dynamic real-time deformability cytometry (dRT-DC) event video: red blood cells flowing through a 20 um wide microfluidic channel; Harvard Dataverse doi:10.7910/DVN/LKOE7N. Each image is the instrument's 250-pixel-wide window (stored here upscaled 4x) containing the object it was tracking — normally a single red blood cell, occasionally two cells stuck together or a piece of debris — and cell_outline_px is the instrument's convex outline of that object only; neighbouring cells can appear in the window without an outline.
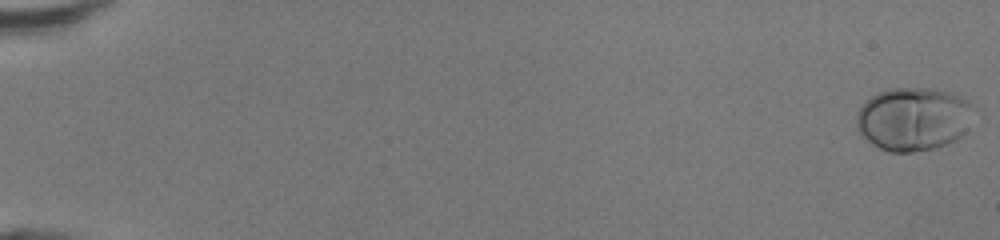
{"species": "human", "species_latin": "Homo sapiens", "temperature_condition": "room temperature", "stored_images_in_passage": 49, "camera_frame_rate_fps": 3000, "um_per_image_px": 0.085, "donor": {"sex": "female"}, "frame": {"image": 1, "passage_image": 1, "time_ms": 0.0, "image_size_px": [1000, 240], "cell_outline_px": [[968, 104], [964, 132], [956, 140], [948, 144], [936, 148], [912, 152], [888, 152], [880, 148], [860, 136], [856, 128], [856, 116], [860, 108], [872, 96], [888, 88], [936, 88], [960, 96], [968, 100]], "centroid_in_image_um": [77.54, 10.12], "position_along_channel_um": 7.5, "area_um2": 42.66}}
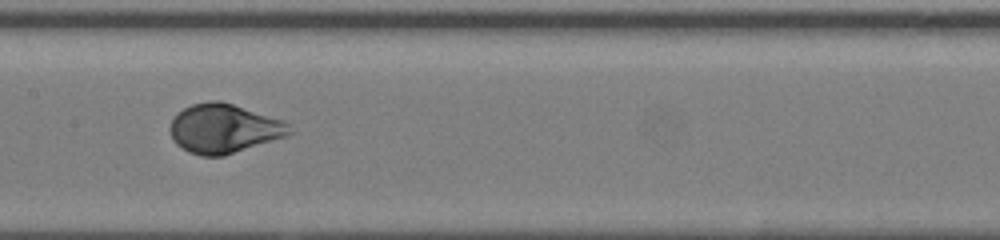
{"frame": {"image": 2, "passage_image": 27, "time_ms": 8.667, "image_size_px": [1000, 240], "cell_outline_px": [[292, 132], [288, 136], [224, 156], [200, 156], [188, 152], [176, 144], [172, 140], [172, 120], [176, 112], [192, 104], [208, 100], [220, 100], [284, 120], [288, 124]], "centroid_in_image_um": [19.04, 10.93], "position_along_channel_um": 188.4, "area_um2": 34.33}}
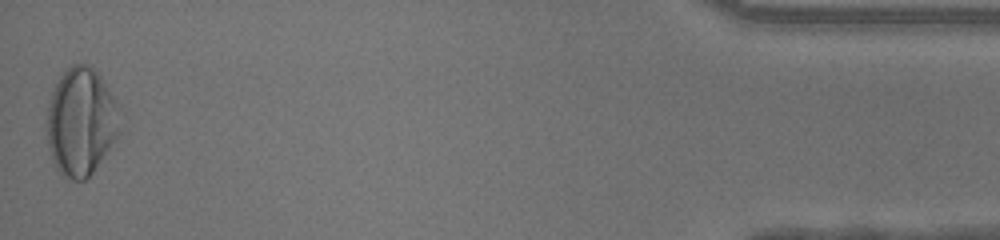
{"frame": {"image": 3, "passage_image": 49, "time_ms": 16.0, "image_size_px": [1000, 240], "cell_outline_px": [[120, 132], [92, 172], [84, 180], [72, 180], [64, 176], [56, 168], [52, 160], [48, 144], [44, 124], [48, 100], [60, 76], [72, 64], [88, 64], [100, 76], [120, 104]], "centroid_in_image_um": [6.87, 10.33], "position_along_channel_um": 428.3, "area_um2": 46.36}, "authors_computed_cell_mechanics": {"area_um2": 35.6048, "velocity_mm_per_s": 4.3259, "shape_relaxation_time_tau1_ms": 2.1195, "shape_relaxation_time_tau2_ms": null, "deformation_change_tau1": 0.1697, "deformation_change_tau2": null}}